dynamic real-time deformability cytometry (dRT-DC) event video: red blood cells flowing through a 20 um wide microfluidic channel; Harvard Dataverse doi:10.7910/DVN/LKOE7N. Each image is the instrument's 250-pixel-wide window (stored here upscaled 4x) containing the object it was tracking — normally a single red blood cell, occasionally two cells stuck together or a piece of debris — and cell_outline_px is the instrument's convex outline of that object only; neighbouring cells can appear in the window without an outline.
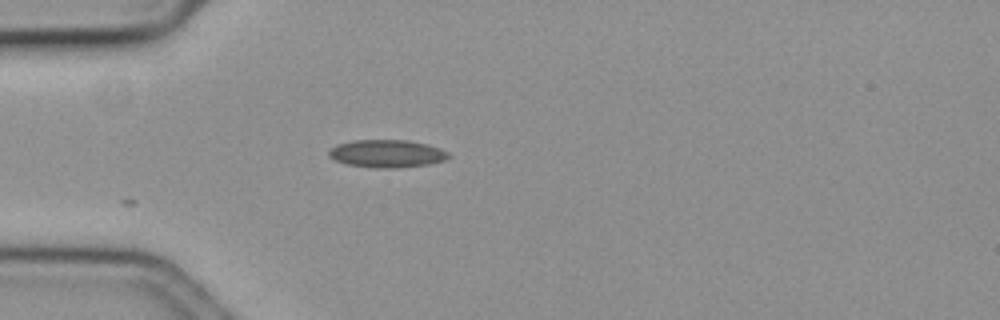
{"species": "common noctule bat (a hibernating species)", "species_latin": "Nyctalus noctula", "temperature_condition": "cold", "stored_images_in_passage": 8, "camera_frame_rate_fps": 3000, "um_per_image_px": 0.085, "animal": {"sex": "female", "body_mass_g": 19.3, "forearm_length_mm": 54.1}, "frame": {"image": 1, "passage_image": 1, "time_ms": 0.0, "image_size_px": [1000, 320], "cell_outline_px": [[452, 156], [444, 160], [428, 164], [396, 168], [372, 168], [344, 164], [328, 156], [328, 152], [336, 144], [352, 140], [408, 140], [428, 144], [440, 148], [448, 152]], "centroid_in_image_um": [32.88, 13.06], "position_along_channel_um": 52.1, "area_um2": 19.54}}
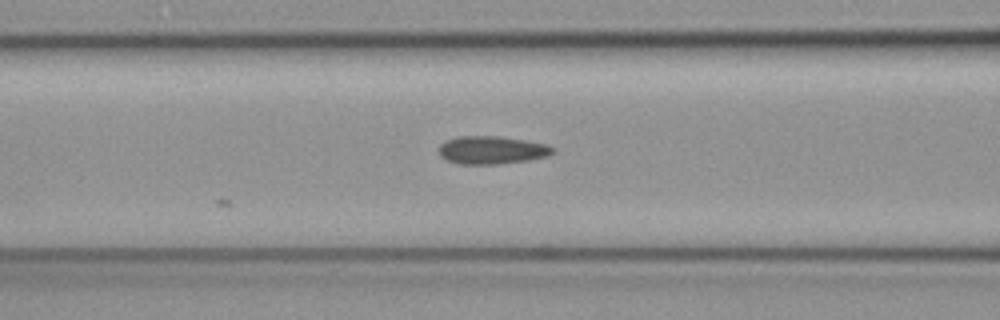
{"frame": {"image": 2, "passage_image": 8, "time_ms": 2.333, "image_size_px": [1000, 320], "cell_outline_px": [[556, 152], [548, 156], [528, 160], [500, 164], [460, 164], [448, 160], [440, 156], [440, 144], [444, 140], [456, 136], [496, 136], [524, 140], [544, 144], [556, 148]], "centroid_in_image_um": [41.81, 12.75], "position_along_channel_um": 124.8, "area_um2": 18.61}}